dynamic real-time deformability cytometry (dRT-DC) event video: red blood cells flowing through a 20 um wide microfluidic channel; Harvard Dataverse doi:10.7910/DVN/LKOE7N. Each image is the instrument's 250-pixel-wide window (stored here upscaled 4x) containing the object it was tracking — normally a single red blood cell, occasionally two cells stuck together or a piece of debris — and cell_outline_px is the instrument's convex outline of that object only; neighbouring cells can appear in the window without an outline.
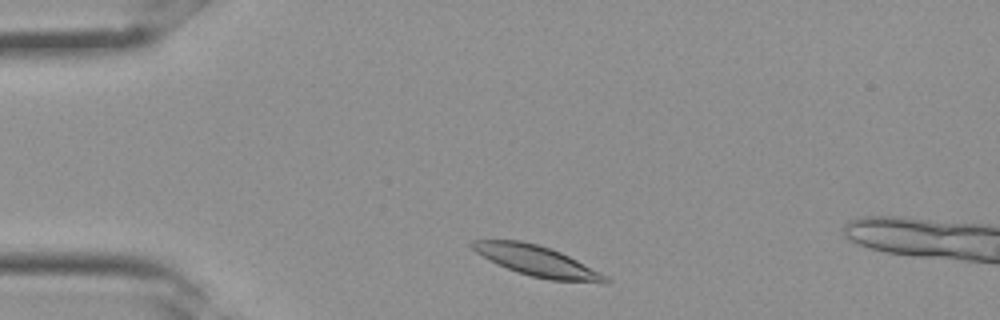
{"species": "Egyptian fruit bat (a non-hibernating species)", "species_latin": "Rousettus aegyptiacus", "temperature_condition": "room temperature", "stored_images_in_passage": 5, "camera_frame_rate_fps": 3000, "um_per_image_px": 0.085, "frame": {"image": 1, "passage_image": 2, "time_ms": 0.333, "image_size_px": [1000, 320], "cell_outline_px": [[612, 280], [608, 284], [604, 284], [548, 280], [516, 272], [496, 264], [488, 260], [476, 252], [468, 244], [472, 240], [520, 240], [536, 244], [560, 252], [608, 276]], "centroid_in_image_um": [45.67, 22.22], "position_along_channel_um": 39.3, "area_um2": 23.87}}